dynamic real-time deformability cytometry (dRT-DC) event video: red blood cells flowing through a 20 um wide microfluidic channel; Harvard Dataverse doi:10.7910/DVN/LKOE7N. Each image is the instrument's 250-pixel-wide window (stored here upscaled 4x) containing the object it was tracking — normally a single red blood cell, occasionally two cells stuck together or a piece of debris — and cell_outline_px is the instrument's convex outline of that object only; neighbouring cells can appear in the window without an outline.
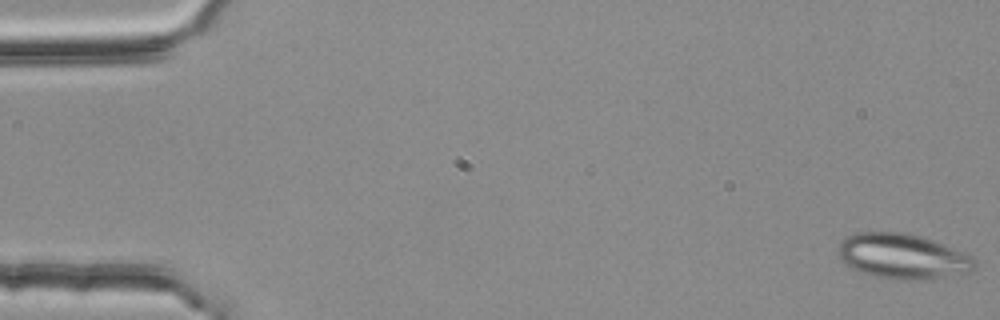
{"species": "common noctule bat (a hibernating species)", "species_latin": "Nyctalus noctula", "temperature_condition": "room temperature", "stored_images_in_passage": 4, "camera_frame_rate_fps": 3000, "um_per_image_px": 0.085, "animal": {"sex": "female", "body_mass_g": 25.1}, "frame": {"image": 1, "passage_image": 1, "time_ms": 0.0, "image_size_px": [1000, 320], "cell_outline_px": [[976, 264], [968, 272], [932, 280], [896, 280], [868, 276], [844, 264], [840, 260], [836, 252], [840, 244], [848, 236], [856, 232], [904, 232], [920, 236], [932, 240], [972, 256], [976, 260]], "centroid_in_image_um": [76.68, 21.81], "position_along_channel_um": 8.3, "area_um2": 36.3}}